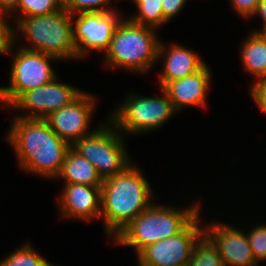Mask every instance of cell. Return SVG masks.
Returning <instances> with one entry per match:
<instances>
[{
	"label": "cell",
	"mask_w": 266,
	"mask_h": 266,
	"mask_svg": "<svg viewBox=\"0 0 266 266\" xmlns=\"http://www.w3.org/2000/svg\"><path fill=\"white\" fill-rule=\"evenodd\" d=\"M9 131L7 141L14 147L22 169L57 178L71 146L45 119L16 117Z\"/></svg>",
	"instance_id": "cell-1"
},
{
	"label": "cell",
	"mask_w": 266,
	"mask_h": 266,
	"mask_svg": "<svg viewBox=\"0 0 266 266\" xmlns=\"http://www.w3.org/2000/svg\"><path fill=\"white\" fill-rule=\"evenodd\" d=\"M150 184L136 166L103 180L101 186V217L110 236H116L135 217L152 204Z\"/></svg>",
	"instance_id": "cell-2"
},
{
	"label": "cell",
	"mask_w": 266,
	"mask_h": 266,
	"mask_svg": "<svg viewBox=\"0 0 266 266\" xmlns=\"http://www.w3.org/2000/svg\"><path fill=\"white\" fill-rule=\"evenodd\" d=\"M199 208L195 205L181 211L152 204L113 238L116 244L132 246L138 254L146 246L180 233L198 215Z\"/></svg>",
	"instance_id": "cell-3"
},
{
	"label": "cell",
	"mask_w": 266,
	"mask_h": 266,
	"mask_svg": "<svg viewBox=\"0 0 266 266\" xmlns=\"http://www.w3.org/2000/svg\"><path fill=\"white\" fill-rule=\"evenodd\" d=\"M154 29L136 24L129 18L121 20L105 52L107 65L132 71H148L158 59L160 40Z\"/></svg>",
	"instance_id": "cell-4"
},
{
	"label": "cell",
	"mask_w": 266,
	"mask_h": 266,
	"mask_svg": "<svg viewBox=\"0 0 266 266\" xmlns=\"http://www.w3.org/2000/svg\"><path fill=\"white\" fill-rule=\"evenodd\" d=\"M72 16L61 9L41 16L18 17V29L34 44V47L22 48L43 52L57 59L77 58Z\"/></svg>",
	"instance_id": "cell-5"
},
{
	"label": "cell",
	"mask_w": 266,
	"mask_h": 266,
	"mask_svg": "<svg viewBox=\"0 0 266 266\" xmlns=\"http://www.w3.org/2000/svg\"><path fill=\"white\" fill-rule=\"evenodd\" d=\"M111 126H102L71 146L96 168L103 180L123 172L131 165L121 132L113 124Z\"/></svg>",
	"instance_id": "cell-6"
},
{
	"label": "cell",
	"mask_w": 266,
	"mask_h": 266,
	"mask_svg": "<svg viewBox=\"0 0 266 266\" xmlns=\"http://www.w3.org/2000/svg\"><path fill=\"white\" fill-rule=\"evenodd\" d=\"M161 91L165 97H138L132 94L112 113L110 124L128 134L146 132L163 126V123L177 112L166 92L162 88Z\"/></svg>",
	"instance_id": "cell-7"
},
{
	"label": "cell",
	"mask_w": 266,
	"mask_h": 266,
	"mask_svg": "<svg viewBox=\"0 0 266 266\" xmlns=\"http://www.w3.org/2000/svg\"><path fill=\"white\" fill-rule=\"evenodd\" d=\"M10 73V86L0 87V102L11 106L24 92L40 87L56 78L54 70L48 64L56 57L39 51L18 49L14 53Z\"/></svg>",
	"instance_id": "cell-8"
},
{
	"label": "cell",
	"mask_w": 266,
	"mask_h": 266,
	"mask_svg": "<svg viewBox=\"0 0 266 266\" xmlns=\"http://www.w3.org/2000/svg\"><path fill=\"white\" fill-rule=\"evenodd\" d=\"M198 217L180 233L143 248L137 254L139 266H188L195 244L204 235Z\"/></svg>",
	"instance_id": "cell-9"
},
{
	"label": "cell",
	"mask_w": 266,
	"mask_h": 266,
	"mask_svg": "<svg viewBox=\"0 0 266 266\" xmlns=\"http://www.w3.org/2000/svg\"><path fill=\"white\" fill-rule=\"evenodd\" d=\"M72 27L77 58L92 50L107 51L116 26L121 21L116 11L81 12ZM119 19V20H118Z\"/></svg>",
	"instance_id": "cell-10"
},
{
	"label": "cell",
	"mask_w": 266,
	"mask_h": 266,
	"mask_svg": "<svg viewBox=\"0 0 266 266\" xmlns=\"http://www.w3.org/2000/svg\"><path fill=\"white\" fill-rule=\"evenodd\" d=\"M95 100L93 95L82 91L75 100L51 113L45 120L61 139L72 146L79 139L97 130L88 132Z\"/></svg>",
	"instance_id": "cell-11"
},
{
	"label": "cell",
	"mask_w": 266,
	"mask_h": 266,
	"mask_svg": "<svg viewBox=\"0 0 266 266\" xmlns=\"http://www.w3.org/2000/svg\"><path fill=\"white\" fill-rule=\"evenodd\" d=\"M82 92L76 88L56 81V78L40 87L24 92L10 107L29 110L21 118L45 119L51 113L75 100Z\"/></svg>",
	"instance_id": "cell-12"
},
{
	"label": "cell",
	"mask_w": 266,
	"mask_h": 266,
	"mask_svg": "<svg viewBox=\"0 0 266 266\" xmlns=\"http://www.w3.org/2000/svg\"><path fill=\"white\" fill-rule=\"evenodd\" d=\"M209 227L205 228L204 235L217 248L225 266L258 265L246 234L226 224L215 223Z\"/></svg>",
	"instance_id": "cell-13"
},
{
	"label": "cell",
	"mask_w": 266,
	"mask_h": 266,
	"mask_svg": "<svg viewBox=\"0 0 266 266\" xmlns=\"http://www.w3.org/2000/svg\"><path fill=\"white\" fill-rule=\"evenodd\" d=\"M211 72L206 64L201 70L184 78L168 82L162 89L176 111L186 106H205Z\"/></svg>",
	"instance_id": "cell-14"
},
{
	"label": "cell",
	"mask_w": 266,
	"mask_h": 266,
	"mask_svg": "<svg viewBox=\"0 0 266 266\" xmlns=\"http://www.w3.org/2000/svg\"><path fill=\"white\" fill-rule=\"evenodd\" d=\"M59 199L62 217L90 220L101 216V187L65 183Z\"/></svg>",
	"instance_id": "cell-15"
},
{
	"label": "cell",
	"mask_w": 266,
	"mask_h": 266,
	"mask_svg": "<svg viewBox=\"0 0 266 266\" xmlns=\"http://www.w3.org/2000/svg\"><path fill=\"white\" fill-rule=\"evenodd\" d=\"M162 55H165L166 59H164L163 74L159 79L161 88L170 81H175L196 73L206 65L196 53L184 47H180V45L174 44L168 51H165V46H163L160 41L158 59L161 58Z\"/></svg>",
	"instance_id": "cell-16"
},
{
	"label": "cell",
	"mask_w": 266,
	"mask_h": 266,
	"mask_svg": "<svg viewBox=\"0 0 266 266\" xmlns=\"http://www.w3.org/2000/svg\"><path fill=\"white\" fill-rule=\"evenodd\" d=\"M57 177L65 179V183L97 187H101L103 184V179L96 171V168L72 148L67 151L62 169Z\"/></svg>",
	"instance_id": "cell-17"
},
{
	"label": "cell",
	"mask_w": 266,
	"mask_h": 266,
	"mask_svg": "<svg viewBox=\"0 0 266 266\" xmlns=\"http://www.w3.org/2000/svg\"><path fill=\"white\" fill-rule=\"evenodd\" d=\"M244 43L241 58L245 69L258 80L266 77V36L253 32Z\"/></svg>",
	"instance_id": "cell-18"
},
{
	"label": "cell",
	"mask_w": 266,
	"mask_h": 266,
	"mask_svg": "<svg viewBox=\"0 0 266 266\" xmlns=\"http://www.w3.org/2000/svg\"><path fill=\"white\" fill-rule=\"evenodd\" d=\"M188 266H225L217 248L203 235L195 244Z\"/></svg>",
	"instance_id": "cell-19"
},
{
	"label": "cell",
	"mask_w": 266,
	"mask_h": 266,
	"mask_svg": "<svg viewBox=\"0 0 266 266\" xmlns=\"http://www.w3.org/2000/svg\"><path fill=\"white\" fill-rule=\"evenodd\" d=\"M162 0H143L137 6L139 10L138 15H134L129 19L140 25L150 26L156 28L167 21L164 18L163 10L161 7Z\"/></svg>",
	"instance_id": "cell-20"
},
{
	"label": "cell",
	"mask_w": 266,
	"mask_h": 266,
	"mask_svg": "<svg viewBox=\"0 0 266 266\" xmlns=\"http://www.w3.org/2000/svg\"><path fill=\"white\" fill-rule=\"evenodd\" d=\"M0 262V266H54L39 256L27 243Z\"/></svg>",
	"instance_id": "cell-21"
},
{
	"label": "cell",
	"mask_w": 266,
	"mask_h": 266,
	"mask_svg": "<svg viewBox=\"0 0 266 266\" xmlns=\"http://www.w3.org/2000/svg\"><path fill=\"white\" fill-rule=\"evenodd\" d=\"M23 13L22 17L41 16L62 9L61 0H19L16 10Z\"/></svg>",
	"instance_id": "cell-22"
},
{
	"label": "cell",
	"mask_w": 266,
	"mask_h": 266,
	"mask_svg": "<svg viewBox=\"0 0 266 266\" xmlns=\"http://www.w3.org/2000/svg\"><path fill=\"white\" fill-rule=\"evenodd\" d=\"M112 0H61L62 9L70 14L81 12H112L114 9L104 6Z\"/></svg>",
	"instance_id": "cell-23"
},
{
	"label": "cell",
	"mask_w": 266,
	"mask_h": 266,
	"mask_svg": "<svg viewBox=\"0 0 266 266\" xmlns=\"http://www.w3.org/2000/svg\"><path fill=\"white\" fill-rule=\"evenodd\" d=\"M247 238L255 261L259 263V260L266 259V226L253 228Z\"/></svg>",
	"instance_id": "cell-24"
},
{
	"label": "cell",
	"mask_w": 266,
	"mask_h": 266,
	"mask_svg": "<svg viewBox=\"0 0 266 266\" xmlns=\"http://www.w3.org/2000/svg\"><path fill=\"white\" fill-rule=\"evenodd\" d=\"M3 12H0V53L6 54L13 47V42L16 41V30L9 26L3 18Z\"/></svg>",
	"instance_id": "cell-25"
},
{
	"label": "cell",
	"mask_w": 266,
	"mask_h": 266,
	"mask_svg": "<svg viewBox=\"0 0 266 266\" xmlns=\"http://www.w3.org/2000/svg\"><path fill=\"white\" fill-rule=\"evenodd\" d=\"M250 91L260 110L266 114V77L255 81Z\"/></svg>",
	"instance_id": "cell-26"
},
{
	"label": "cell",
	"mask_w": 266,
	"mask_h": 266,
	"mask_svg": "<svg viewBox=\"0 0 266 266\" xmlns=\"http://www.w3.org/2000/svg\"><path fill=\"white\" fill-rule=\"evenodd\" d=\"M232 7L243 16L248 18L255 15L260 0H230Z\"/></svg>",
	"instance_id": "cell-27"
},
{
	"label": "cell",
	"mask_w": 266,
	"mask_h": 266,
	"mask_svg": "<svg viewBox=\"0 0 266 266\" xmlns=\"http://www.w3.org/2000/svg\"><path fill=\"white\" fill-rule=\"evenodd\" d=\"M186 0H162L161 7L164 18L168 21L172 19L183 8Z\"/></svg>",
	"instance_id": "cell-28"
},
{
	"label": "cell",
	"mask_w": 266,
	"mask_h": 266,
	"mask_svg": "<svg viewBox=\"0 0 266 266\" xmlns=\"http://www.w3.org/2000/svg\"><path fill=\"white\" fill-rule=\"evenodd\" d=\"M18 1L19 0H0V12L6 13V16L10 13L12 14L17 8Z\"/></svg>",
	"instance_id": "cell-29"
},
{
	"label": "cell",
	"mask_w": 266,
	"mask_h": 266,
	"mask_svg": "<svg viewBox=\"0 0 266 266\" xmlns=\"http://www.w3.org/2000/svg\"><path fill=\"white\" fill-rule=\"evenodd\" d=\"M260 15L263 20V28L260 33L266 30V0H260L255 15Z\"/></svg>",
	"instance_id": "cell-30"
},
{
	"label": "cell",
	"mask_w": 266,
	"mask_h": 266,
	"mask_svg": "<svg viewBox=\"0 0 266 266\" xmlns=\"http://www.w3.org/2000/svg\"><path fill=\"white\" fill-rule=\"evenodd\" d=\"M137 5L143 0H133Z\"/></svg>",
	"instance_id": "cell-31"
}]
</instances>
